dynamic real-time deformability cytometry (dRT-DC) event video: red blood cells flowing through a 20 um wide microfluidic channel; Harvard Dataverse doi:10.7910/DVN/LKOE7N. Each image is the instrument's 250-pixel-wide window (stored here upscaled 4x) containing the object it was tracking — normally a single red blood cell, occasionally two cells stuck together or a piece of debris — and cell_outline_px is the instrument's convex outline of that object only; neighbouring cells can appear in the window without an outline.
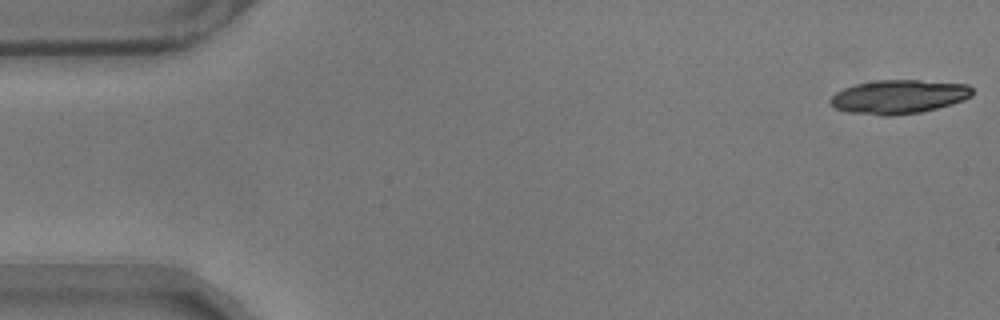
{"species": "common noctule bat (a hibernating species)", "species_latin": "Nyctalus noctula", "temperature_condition": "warm", "stored_images_in_passage": 6, "camera_frame_rate_fps": 3000, "um_per_image_px": 0.085, "animal": {"sex": "male", "body_mass_g": 17.9}, "frame": {"image": 1, "passage_image": 1, "time_ms": 0.0, "image_size_px": [1000, 320], "cell_outline_px": [[972, 96], [964, 100], [952, 104], [920, 112], [892, 116], [880, 116], [848, 112], [836, 108], [828, 100], [836, 92], [844, 88], [856, 84], [876, 80], [920, 80], [968, 84], [972, 88]], "centroid_in_image_um": [76.4, 8.22], "position_along_channel_um": 8.6, "area_um2": 28.09}}